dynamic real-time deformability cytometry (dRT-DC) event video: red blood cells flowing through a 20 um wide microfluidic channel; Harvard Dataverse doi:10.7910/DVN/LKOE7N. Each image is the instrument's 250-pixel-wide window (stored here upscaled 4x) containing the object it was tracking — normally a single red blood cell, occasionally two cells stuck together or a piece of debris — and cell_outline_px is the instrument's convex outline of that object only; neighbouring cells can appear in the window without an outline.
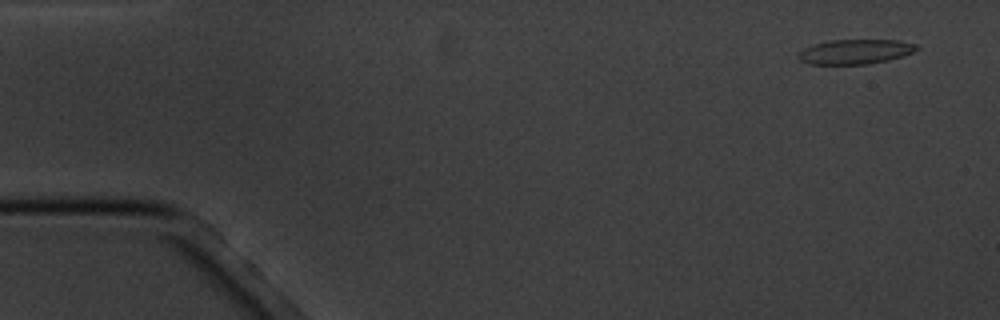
{"species": "common noctule bat (a hibernating species)", "species_latin": "Nyctalus noctula", "temperature_condition": "cold", "stored_images_in_passage": 6, "camera_frame_rate_fps": 3000, "um_per_image_px": 0.085, "animal": {"sex": "male", "body_mass_g": 20.1, "forearm_length_mm": 53.5}, "frame": {"image": 1, "passage_image": 1, "time_ms": 0.0, "image_size_px": [1000, 320], "cell_outline_px": [[920, 48], [912, 52], [888, 60], [868, 64], [808, 64], [800, 60], [796, 56], [796, 52], [812, 44], [832, 40], [900, 40], [916, 44]], "centroid_in_image_um": [72.64, 4.39], "position_along_channel_um": 12.4, "area_um2": 17.11}}
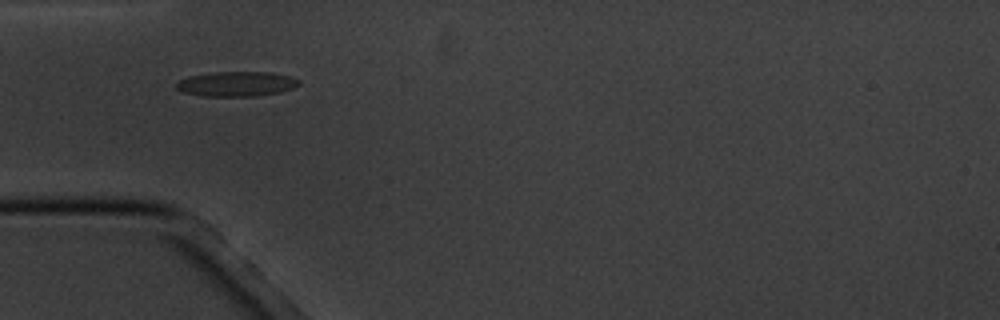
{"frame": {"image": 2, "passage_image": 5, "time_ms": 4.667, "image_size_px": [1000, 320], "cell_outline_px": [[300, 84], [292, 88], [280, 92], [252, 96], [200, 96], [184, 92], [176, 88], [176, 84], [180, 80], [188, 76], [216, 72], [272, 72], [288, 76], [300, 80]], "centroid_in_image_um": [20.1, 7.13], "position_along_channel_um": 64.9, "area_um2": 17.63}}
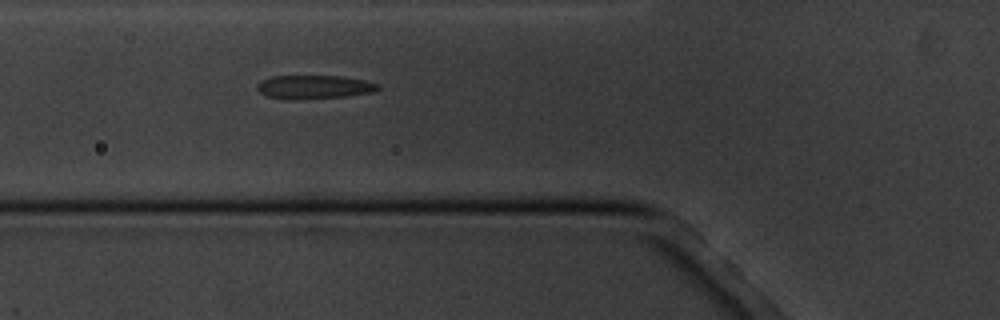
{"frame": {"image": 3, "passage_image": 6, "time_ms": 5.667, "image_size_px": [1000, 320], "cell_outline_px": [[380, 88], [372, 92], [344, 96], [304, 100], [284, 100], [264, 96], [256, 88], [256, 84], [260, 80], [272, 76], [340, 76], [364, 80], [380, 84]], "centroid_in_image_um": [26.62, 7.41], "position_along_channel_um": 99.2, "area_um2": 16.99}}